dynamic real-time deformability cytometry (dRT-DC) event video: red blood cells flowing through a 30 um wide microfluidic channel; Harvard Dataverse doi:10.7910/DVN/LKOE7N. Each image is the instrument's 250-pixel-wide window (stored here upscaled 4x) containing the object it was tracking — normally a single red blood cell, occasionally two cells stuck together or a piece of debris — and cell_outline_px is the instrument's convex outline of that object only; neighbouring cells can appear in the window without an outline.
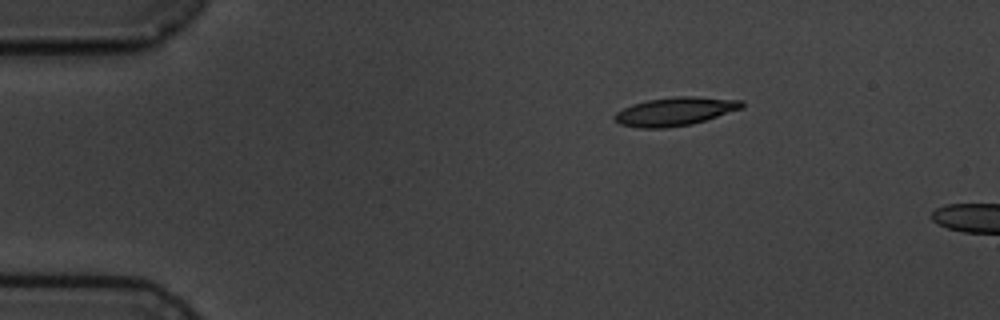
{"species": "common noctule bat (a hibernating species)", "species_latin": "Nyctalus noctula", "temperature_condition": "cold", "stored_images_in_passage": 3, "camera_frame_rate_fps": 3000, "um_per_image_px": 0.085, "animal": {"sex": "male", "body_mass_g": 19.5, "forearm_length_mm": 54.6}, "frame": {"image": 1, "passage_image": 1, "time_ms": 0.0, "image_size_px": [1000, 320], "cell_outline_px": [[744, 108], [692, 124], [668, 128], [640, 128], [620, 124], [612, 116], [616, 112], [632, 104], [648, 100], [676, 96], [692, 96], [744, 100]], "centroid_in_image_um": [57.4, 9.47], "position_along_channel_um": 27.6, "area_um2": 21.15}}